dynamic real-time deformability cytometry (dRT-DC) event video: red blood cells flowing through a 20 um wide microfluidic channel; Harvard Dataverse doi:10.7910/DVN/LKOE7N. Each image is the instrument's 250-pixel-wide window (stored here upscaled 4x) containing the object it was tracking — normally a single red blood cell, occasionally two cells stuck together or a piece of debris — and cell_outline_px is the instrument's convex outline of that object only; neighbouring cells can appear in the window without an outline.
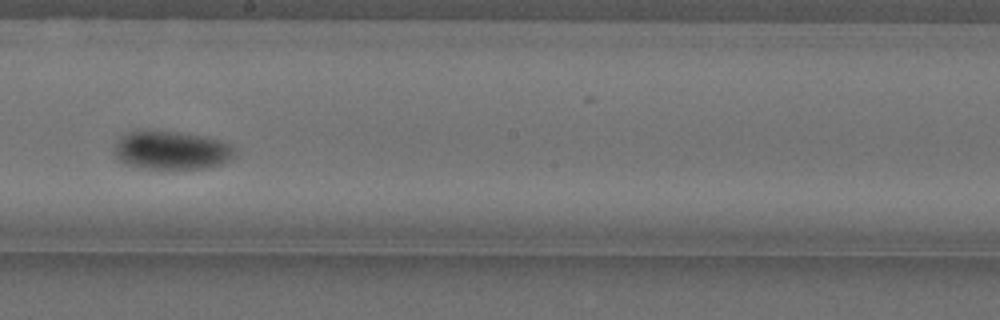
{"species": "Egyptian fruit bat (a non-hibernating species)", "species_latin": "Rousettus aegyptiacus", "temperature_condition": "cold", "stored_images_in_passage": 58, "camera_frame_rate_fps": 3000, "um_per_image_px": 0.085, "animal": {"sex": "female"}, "frame": {"image": 1, "passage_image": 34, "time_ms": 11.0, "image_size_px": [1000, 320], "cell_outline_px": [[236, 156], [220, 164], [208, 168], [164, 172], [124, 164], [116, 160], [112, 152], [116, 144], [128, 132], [176, 132], [200, 136], [220, 140], [232, 144], [236, 148]], "centroid_in_image_um": [14.6, 12.86], "position_along_channel_um": 233.6, "area_um2": 27.63}, "authors_computed_cell_mechanics": {"area_um2": 23.7269, "velocity_mm_per_s": 3.5648, "shape_relaxation_time_tau1_ms": 3.4335, "shape_relaxation_time_tau2_ms": null, "deformation_change_tau1": 0.088, "deformation_change_tau2": null}}